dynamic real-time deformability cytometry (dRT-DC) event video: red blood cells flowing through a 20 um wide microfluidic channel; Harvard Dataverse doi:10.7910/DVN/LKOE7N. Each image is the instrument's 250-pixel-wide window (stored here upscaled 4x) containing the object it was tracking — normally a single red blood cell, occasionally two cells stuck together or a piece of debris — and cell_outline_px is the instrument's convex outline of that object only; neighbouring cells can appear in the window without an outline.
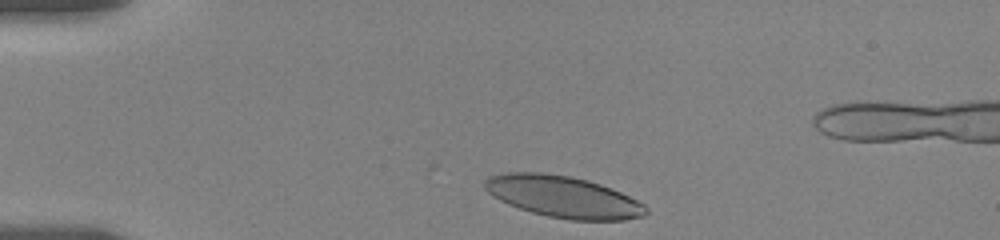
{"species": "human", "species_latin": "Homo sapiens", "temperature_condition": "room temperature", "stored_images_in_passage": 20, "camera_frame_rate_fps": 3000, "um_per_image_px": 0.085, "donor": {"sex": "female"}, "frame": {"image": 1, "passage_image": 1, "time_ms": 0.0, "image_size_px": [1000, 240], "cell_outline_px": [[648, 212], [644, 216], [624, 220], [572, 220], [548, 216], [532, 212], [508, 204], [492, 196], [484, 188], [484, 180], [488, 176], [504, 172], [544, 172], [568, 176], [588, 180], [600, 184], [620, 192], [644, 204], [648, 208]], "centroid_in_image_um": [47.85, 16.72], "position_along_channel_um": 37.2, "area_um2": 39.07}}
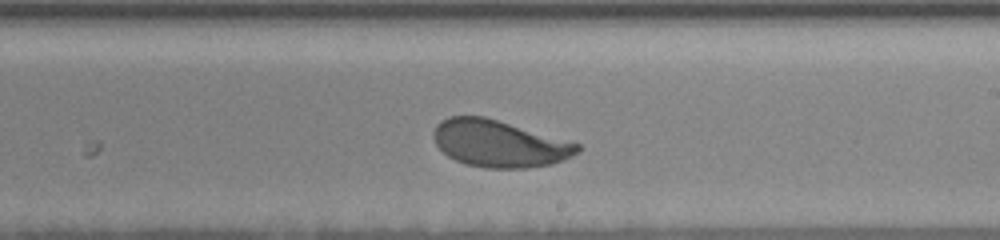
{"frame": {"image": 2, "passage_image": 12, "time_ms": 7.333, "image_size_px": [1000, 240], "cell_outline_px": [[584, 148], [580, 152], [564, 160], [552, 164], [524, 168], [484, 168], [464, 164], [448, 156], [436, 144], [432, 136], [432, 132], [436, 124], [440, 120], [448, 116], [484, 116], [580, 144]], "centroid_in_image_um": [42.42, 12.21], "position_along_channel_um": 246.6, "area_um2": 39.48}}
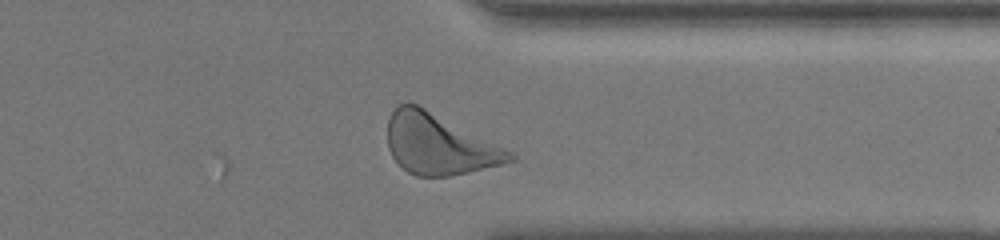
{"frame": {"image": 3, "passage_image": 18, "time_ms": 11.0, "image_size_px": [1000, 240], "cell_outline_px": [[516, 160], [468, 172], [448, 176], [416, 176], [408, 172], [392, 156], [388, 148], [388, 120], [392, 112], [400, 104], [416, 104], [512, 152], [516, 156]], "centroid_in_image_um": [37.29, 12.29], "position_along_channel_um": 374.1, "area_um2": 41.96}, "authors_computed_cell_mechanics": {"area_um2": 39.8531, "velocity_mm_per_s": 3.4872, "shape_relaxation_time_tau1_ms": 2.5624, "shape_relaxation_time_tau2_ms": 0.8183, "deformation_change_tau1": 0.1249, "deformation_change_tau2": 0.0667}}